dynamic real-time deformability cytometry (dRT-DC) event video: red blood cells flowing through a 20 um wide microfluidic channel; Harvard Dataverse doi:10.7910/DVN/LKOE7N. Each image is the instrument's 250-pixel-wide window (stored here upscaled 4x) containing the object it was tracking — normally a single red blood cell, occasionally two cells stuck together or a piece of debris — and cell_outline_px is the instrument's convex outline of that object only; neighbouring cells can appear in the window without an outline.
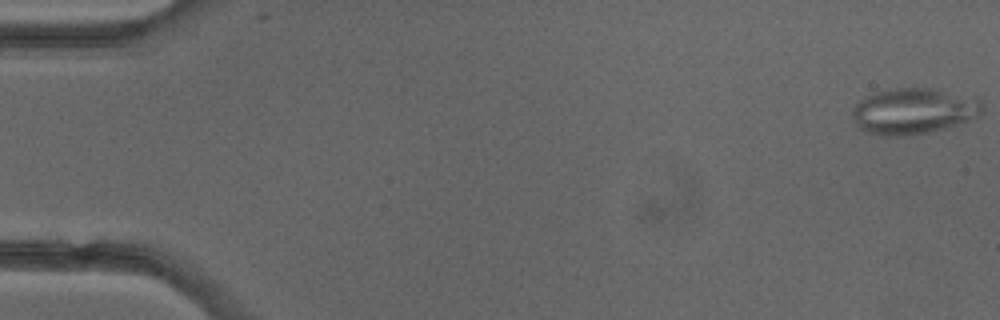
{"species": "common noctule bat (a hibernating species)", "species_latin": "Nyctalus noctula", "temperature_condition": "cold", "stored_images_in_passage": 4, "camera_frame_rate_fps": 3000, "um_per_image_px": 0.085, "animal": {"sex": "female"}, "frame": {"image": 1, "passage_image": 1, "time_ms": 0.0, "image_size_px": [1000, 320], "cell_outline_px": [[984, 112], [968, 120], [928, 132], [904, 136], [880, 136], [868, 132], [860, 128], [856, 124], [852, 116], [852, 108], [860, 100], [872, 92], [892, 88], [932, 88], [976, 96], [984, 104]], "centroid_in_image_um": [77.66, 9.42], "position_along_channel_um": 7.3, "area_um2": 35.08}}